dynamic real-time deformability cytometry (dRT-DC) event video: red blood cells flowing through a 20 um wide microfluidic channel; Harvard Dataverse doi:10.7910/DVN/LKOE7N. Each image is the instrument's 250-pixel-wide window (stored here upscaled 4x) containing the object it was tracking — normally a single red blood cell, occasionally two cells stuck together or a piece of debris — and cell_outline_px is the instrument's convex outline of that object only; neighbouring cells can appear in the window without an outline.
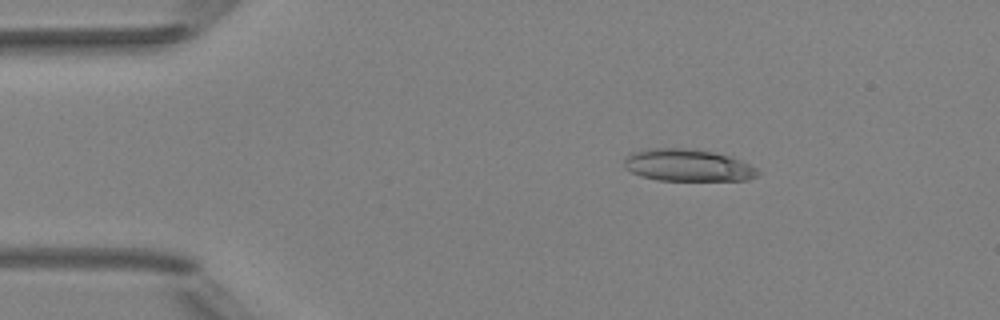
{"species": "Egyptian fruit bat (a non-hibernating species)", "species_latin": "Rousettus aegyptiacus", "temperature_condition": "room temperature", "stored_images_in_passage": 6, "camera_frame_rate_fps": 3000, "um_per_image_px": 0.085, "animal": {"sex": "female"}, "frame": {"image": 1, "passage_image": 3, "time_ms": 2.333, "image_size_px": [1000, 320], "cell_outline_px": [[760, 172], [756, 176], [748, 180], [656, 180], [640, 176], [624, 168], [624, 160], [628, 156], [644, 148], [688, 148], [712, 152], [732, 156], [756, 168]], "centroid_in_image_um": [58.45, 14.05], "position_along_channel_um": 26.5, "area_um2": 24.97}}
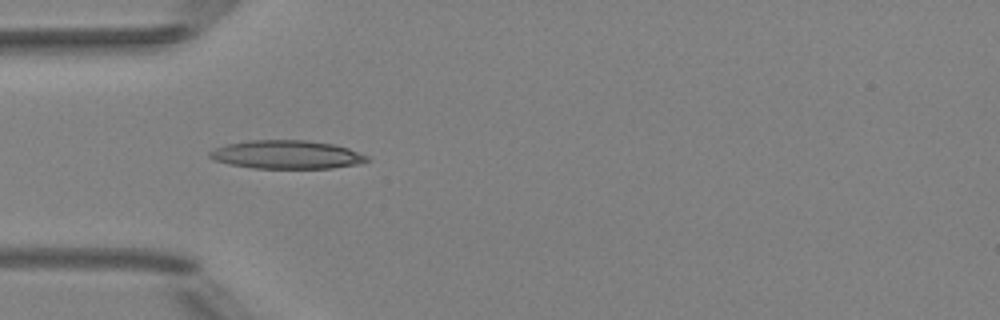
{"frame": {"image": 2, "passage_image": 5, "time_ms": 4.667, "image_size_px": [1000, 320], "cell_outline_px": [[372, 160], [360, 164], [332, 168], [252, 168], [232, 164], [216, 160], [208, 156], [208, 152], [224, 144], [248, 140], [304, 140], [336, 144], [348, 148], [368, 156]], "centroid_in_image_um": [24.41, 13.13], "position_along_channel_um": 60.6, "area_um2": 26.18}}
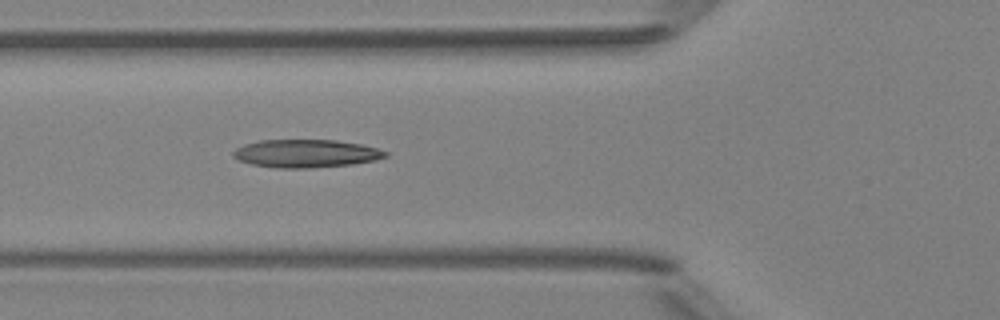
{"frame": {"image": 3, "passage_image": 6, "time_ms": 5.667, "image_size_px": [1000, 320], "cell_outline_px": [[388, 156], [376, 160], [352, 164], [308, 168], [276, 168], [252, 164], [240, 160], [232, 156], [232, 152], [236, 148], [244, 144], [260, 140], [336, 140], [360, 144], [376, 148], [388, 152]], "centroid_in_image_um": [26.0, 13.04], "position_along_channel_um": 99.8, "area_um2": 24.8}}